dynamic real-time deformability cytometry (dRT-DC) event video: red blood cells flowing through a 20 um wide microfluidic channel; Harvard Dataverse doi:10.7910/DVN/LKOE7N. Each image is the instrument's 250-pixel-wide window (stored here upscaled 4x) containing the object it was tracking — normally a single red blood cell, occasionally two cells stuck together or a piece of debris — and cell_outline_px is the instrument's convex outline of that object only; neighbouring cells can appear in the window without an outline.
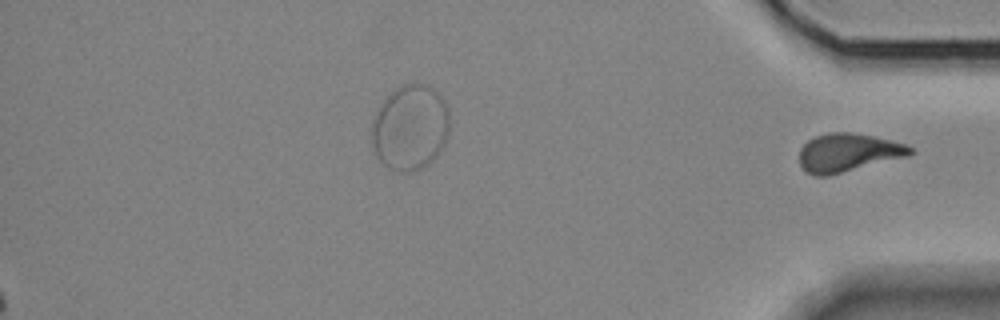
{"species": "Egyptian fruit bat (a non-hibernating species)", "species_latin": "Rousettus aegyptiacus", "temperature_condition": "room temperature", "stored_images_in_passage": 36, "segment_of_instrument_passage": [2, 2], "camera_frame_rate_fps": 3000, "um_per_image_px": 0.085, "animal": {"sex": "female"}, "frame": {"image": 1, "passage_image": 36, "time_ms": 11.667, "image_size_px": [1000, 320], "cell_outline_px": [[912, 152], [908, 156], [828, 176], [816, 176], [808, 172], [800, 164], [800, 148], [808, 140], [816, 136], [828, 132], [852, 132], [872, 136], [904, 144], [912, 148]], "centroid_in_image_um": [72.06, 12.97], "position_along_channel_um": 363.1, "area_um2": 24.45}}